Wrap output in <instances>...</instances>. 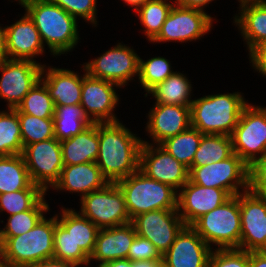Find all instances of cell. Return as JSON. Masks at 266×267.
I'll list each match as a JSON object with an SVG mask.
<instances>
[{
	"label": "cell",
	"instance_id": "1",
	"mask_svg": "<svg viewBox=\"0 0 266 267\" xmlns=\"http://www.w3.org/2000/svg\"><path fill=\"white\" fill-rule=\"evenodd\" d=\"M143 144L120 121L99 123V152L96 164L109 183H116L139 169Z\"/></svg>",
	"mask_w": 266,
	"mask_h": 267
},
{
	"label": "cell",
	"instance_id": "2",
	"mask_svg": "<svg viewBox=\"0 0 266 267\" xmlns=\"http://www.w3.org/2000/svg\"><path fill=\"white\" fill-rule=\"evenodd\" d=\"M17 1V0H16ZM40 33L50 52L61 55L71 51L79 40L77 19L49 0H18Z\"/></svg>",
	"mask_w": 266,
	"mask_h": 267
},
{
	"label": "cell",
	"instance_id": "3",
	"mask_svg": "<svg viewBox=\"0 0 266 267\" xmlns=\"http://www.w3.org/2000/svg\"><path fill=\"white\" fill-rule=\"evenodd\" d=\"M55 216L43 217L28 232L16 237H0L1 264L6 267H32L54 255Z\"/></svg>",
	"mask_w": 266,
	"mask_h": 267
},
{
	"label": "cell",
	"instance_id": "4",
	"mask_svg": "<svg viewBox=\"0 0 266 267\" xmlns=\"http://www.w3.org/2000/svg\"><path fill=\"white\" fill-rule=\"evenodd\" d=\"M247 104L239 92L195 99L190 105L191 126L202 134L230 136Z\"/></svg>",
	"mask_w": 266,
	"mask_h": 267
},
{
	"label": "cell",
	"instance_id": "5",
	"mask_svg": "<svg viewBox=\"0 0 266 267\" xmlns=\"http://www.w3.org/2000/svg\"><path fill=\"white\" fill-rule=\"evenodd\" d=\"M116 184L124 195L130 219L149 211L177 210L178 191L147 177L139 169Z\"/></svg>",
	"mask_w": 266,
	"mask_h": 267
},
{
	"label": "cell",
	"instance_id": "6",
	"mask_svg": "<svg viewBox=\"0 0 266 267\" xmlns=\"http://www.w3.org/2000/svg\"><path fill=\"white\" fill-rule=\"evenodd\" d=\"M191 227L211 247L239 249L241 238V215L239 194L198 218Z\"/></svg>",
	"mask_w": 266,
	"mask_h": 267
},
{
	"label": "cell",
	"instance_id": "7",
	"mask_svg": "<svg viewBox=\"0 0 266 267\" xmlns=\"http://www.w3.org/2000/svg\"><path fill=\"white\" fill-rule=\"evenodd\" d=\"M188 170L189 180L200 186L222 189L230 196L241 193L240 189L242 193L248 191L249 166L236 153L225 160L191 166Z\"/></svg>",
	"mask_w": 266,
	"mask_h": 267
},
{
	"label": "cell",
	"instance_id": "8",
	"mask_svg": "<svg viewBox=\"0 0 266 267\" xmlns=\"http://www.w3.org/2000/svg\"><path fill=\"white\" fill-rule=\"evenodd\" d=\"M79 213L99 229L111 228L131 222L124 195L116 183H108L99 190L81 197Z\"/></svg>",
	"mask_w": 266,
	"mask_h": 267
},
{
	"label": "cell",
	"instance_id": "9",
	"mask_svg": "<svg viewBox=\"0 0 266 267\" xmlns=\"http://www.w3.org/2000/svg\"><path fill=\"white\" fill-rule=\"evenodd\" d=\"M230 137L233 153L248 166L261 158L266 153V107L247 104Z\"/></svg>",
	"mask_w": 266,
	"mask_h": 267
},
{
	"label": "cell",
	"instance_id": "10",
	"mask_svg": "<svg viewBox=\"0 0 266 267\" xmlns=\"http://www.w3.org/2000/svg\"><path fill=\"white\" fill-rule=\"evenodd\" d=\"M22 155L33 184L47 192L59 180L64 167L60 141L52 138L26 145Z\"/></svg>",
	"mask_w": 266,
	"mask_h": 267
},
{
	"label": "cell",
	"instance_id": "11",
	"mask_svg": "<svg viewBox=\"0 0 266 267\" xmlns=\"http://www.w3.org/2000/svg\"><path fill=\"white\" fill-rule=\"evenodd\" d=\"M43 65L31 60L4 59L0 62V97L8 109H16L40 80Z\"/></svg>",
	"mask_w": 266,
	"mask_h": 267
},
{
	"label": "cell",
	"instance_id": "12",
	"mask_svg": "<svg viewBox=\"0 0 266 267\" xmlns=\"http://www.w3.org/2000/svg\"><path fill=\"white\" fill-rule=\"evenodd\" d=\"M139 56L128 46L117 44L102 56L84 65L86 73L94 78L125 86L133 76H139Z\"/></svg>",
	"mask_w": 266,
	"mask_h": 267
},
{
	"label": "cell",
	"instance_id": "13",
	"mask_svg": "<svg viewBox=\"0 0 266 267\" xmlns=\"http://www.w3.org/2000/svg\"><path fill=\"white\" fill-rule=\"evenodd\" d=\"M213 18L204 10L174 3L161 31L152 42H188L198 40L211 30Z\"/></svg>",
	"mask_w": 266,
	"mask_h": 267
},
{
	"label": "cell",
	"instance_id": "14",
	"mask_svg": "<svg viewBox=\"0 0 266 267\" xmlns=\"http://www.w3.org/2000/svg\"><path fill=\"white\" fill-rule=\"evenodd\" d=\"M138 236L148 239L163 255L185 226L177 210H155L131 219Z\"/></svg>",
	"mask_w": 266,
	"mask_h": 267
},
{
	"label": "cell",
	"instance_id": "15",
	"mask_svg": "<svg viewBox=\"0 0 266 267\" xmlns=\"http://www.w3.org/2000/svg\"><path fill=\"white\" fill-rule=\"evenodd\" d=\"M241 238L239 249L266 251V196L239 193Z\"/></svg>",
	"mask_w": 266,
	"mask_h": 267
},
{
	"label": "cell",
	"instance_id": "16",
	"mask_svg": "<svg viewBox=\"0 0 266 267\" xmlns=\"http://www.w3.org/2000/svg\"><path fill=\"white\" fill-rule=\"evenodd\" d=\"M139 170L147 177L172 186L177 191L189 180V170L159 144L143 140Z\"/></svg>",
	"mask_w": 266,
	"mask_h": 267
},
{
	"label": "cell",
	"instance_id": "17",
	"mask_svg": "<svg viewBox=\"0 0 266 267\" xmlns=\"http://www.w3.org/2000/svg\"><path fill=\"white\" fill-rule=\"evenodd\" d=\"M85 74L82 78V91L80 105L85 114L93 123L118 122L119 119L113 114L118 104L119 95L114 87L119 85L89 76L83 66Z\"/></svg>",
	"mask_w": 266,
	"mask_h": 267
},
{
	"label": "cell",
	"instance_id": "18",
	"mask_svg": "<svg viewBox=\"0 0 266 267\" xmlns=\"http://www.w3.org/2000/svg\"><path fill=\"white\" fill-rule=\"evenodd\" d=\"M177 197V211L185 226H191L202 215L217 208L231 196L222 189L203 187L188 180Z\"/></svg>",
	"mask_w": 266,
	"mask_h": 267
},
{
	"label": "cell",
	"instance_id": "19",
	"mask_svg": "<svg viewBox=\"0 0 266 267\" xmlns=\"http://www.w3.org/2000/svg\"><path fill=\"white\" fill-rule=\"evenodd\" d=\"M211 252L212 247L191 226H184L162 255L163 266L207 267Z\"/></svg>",
	"mask_w": 266,
	"mask_h": 267
},
{
	"label": "cell",
	"instance_id": "20",
	"mask_svg": "<svg viewBox=\"0 0 266 267\" xmlns=\"http://www.w3.org/2000/svg\"><path fill=\"white\" fill-rule=\"evenodd\" d=\"M146 131L154 139V145L182 133L191 126L190 107L156 104L148 114Z\"/></svg>",
	"mask_w": 266,
	"mask_h": 267
},
{
	"label": "cell",
	"instance_id": "21",
	"mask_svg": "<svg viewBox=\"0 0 266 267\" xmlns=\"http://www.w3.org/2000/svg\"><path fill=\"white\" fill-rule=\"evenodd\" d=\"M7 58L31 60L43 55L44 45L33 20L27 13L14 24L6 26Z\"/></svg>",
	"mask_w": 266,
	"mask_h": 267
},
{
	"label": "cell",
	"instance_id": "22",
	"mask_svg": "<svg viewBox=\"0 0 266 267\" xmlns=\"http://www.w3.org/2000/svg\"><path fill=\"white\" fill-rule=\"evenodd\" d=\"M136 235L131 222L111 228L99 229L93 253L89 258L90 261L93 259L100 261L98 267H101L109 261L128 259L129 248Z\"/></svg>",
	"mask_w": 266,
	"mask_h": 267
},
{
	"label": "cell",
	"instance_id": "23",
	"mask_svg": "<svg viewBox=\"0 0 266 267\" xmlns=\"http://www.w3.org/2000/svg\"><path fill=\"white\" fill-rule=\"evenodd\" d=\"M109 182L102 175L96 162L64 165L59 180L52 188L81 193L83 197L92 191L103 188Z\"/></svg>",
	"mask_w": 266,
	"mask_h": 267
},
{
	"label": "cell",
	"instance_id": "24",
	"mask_svg": "<svg viewBox=\"0 0 266 267\" xmlns=\"http://www.w3.org/2000/svg\"><path fill=\"white\" fill-rule=\"evenodd\" d=\"M45 67L43 65L40 80L45 84L54 105L80 104L83 77L71 70L48 67L46 71Z\"/></svg>",
	"mask_w": 266,
	"mask_h": 267
},
{
	"label": "cell",
	"instance_id": "25",
	"mask_svg": "<svg viewBox=\"0 0 266 267\" xmlns=\"http://www.w3.org/2000/svg\"><path fill=\"white\" fill-rule=\"evenodd\" d=\"M240 16H235L241 35L250 51L266 42V0H248L240 2Z\"/></svg>",
	"mask_w": 266,
	"mask_h": 267
},
{
	"label": "cell",
	"instance_id": "26",
	"mask_svg": "<svg viewBox=\"0 0 266 267\" xmlns=\"http://www.w3.org/2000/svg\"><path fill=\"white\" fill-rule=\"evenodd\" d=\"M60 144L63 165L95 162L99 152V123H92L81 133Z\"/></svg>",
	"mask_w": 266,
	"mask_h": 267
},
{
	"label": "cell",
	"instance_id": "27",
	"mask_svg": "<svg viewBox=\"0 0 266 267\" xmlns=\"http://www.w3.org/2000/svg\"><path fill=\"white\" fill-rule=\"evenodd\" d=\"M56 220L68 231L76 246L90 258L93 253L99 228L73 209L62 208L61 218Z\"/></svg>",
	"mask_w": 266,
	"mask_h": 267
},
{
	"label": "cell",
	"instance_id": "28",
	"mask_svg": "<svg viewBox=\"0 0 266 267\" xmlns=\"http://www.w3.org/2000/svg\"><path fill=\"white\" fill-rule=\"evenodd\" d=\"M53 121L54 135L60 142L76 136L93 123L80 104L55 105Z\"/></svg>",
	"mask_w": 266,
	"mask_h": 267
},
{
	"label": "cell",
	"instance_id": "29",
	"mask_svg": "<svg viewBox=\"0 0 266 267\" xmlns=\"http://www.w3.org/2000/svg\"><path fill=\"white\" fill-rule=\"evenodd\" d=\"M185 74L174 72L163 82L158 83L148 93L152 94L156 99V104L166 105H183L190 107L192 101L190 98L191 94V83Z\"/></svg>",
	"mask_w": 266,
	"mask_h": 267
},
{
	"label": "cell",
	"instance_id": "30",
	"mask_svg": "<svg viewBox=\"0 0 266 267\" xmlns=\"http://www.w3.org/2000/svg\"><path fill=\"white\" fill-rule=\"evenodd\" d=\"M32 183L22 154L0 156V194L27 189Z\"/></svg>",
	"mask_w": 266,
	"mask_h": 267
},
{
	"label": "cell",
	"instance_id": "31",
	"mask_svg": "<svg viewBox=\"0 0 266 267\" xmlns=\"http://www.w3.org/2000/svg\"><path fill=\"white\" fill-rule=\"evenodd\" d=\"M202 136L203 134L199 130L190 126L182 133L167 138L159 145L189 169Z\"/></svg>",
	"mask_w": 266,
	"mask_h": 267
},
{
	"label": "cell",
	"instance_id": "32",
	"mask_svg": "<svg viewBox=\"0 0 266 267\" xmlns=\"http://www.w3.org/2000/svg\"><path fill=\"white\" fill-rule=\"evenodd\" d=\"M233 154L230 136L203 134L191 166H204L227 159Z\"/></svg>",
	"mask_w": 266,
	"mask_h": 267
},
{
	"label": "cell",
	"instance_id": "33",
	"mask_svg": "<svg viewBox=\"0 0 266 267\" xmlns=\"http://www.w3.org/2000/svg\"><path fill=\"white\" fill-rule=\"evenodd\" d=\"M23 149L17 110L0 111V156L20 155Z\"/></svg>",
	"mask_w": 266,
	"mask_h": 267
},
{
	"label": "cell",
	"instance_id": "34",
	"mask_svg": "<svg viewBox=\"0 0 266 267\" xmlns=\"http://www.w3.org/2000/svg\"><path fill=\"white\" fill-rule=\"evenodd\" d=\"M16 110L18 113H25L38 118H53L55 105L45 84L39 80L25 95Z\"/></svg>",
	"mask_w": 266,
	"mask_h": 267
},
{
	"label": "cell",
	"instance_id": "35",
	"mask_svg": "<svg viewBox=\"0 0 266 267\" xmlns=\"http://www.w3.org/2000/svg\"><path fill=\"white\" fill-rule=\"evenodd\" d=\"M168 0H151L139 7L136 12L139 15L141 24L145 27V35L152 42L161 31L170 10L174 4Z\"/></svg>",
	"mask_w": 266,
	"mask_h": 267
},
{
	"label": "cell",
	"instance_id": "36",
	"mask_svg": "<svg viewBox=\"0 0 266 267\" xmlns=\"http://www.w3.org/2000/svg\"><path fill=\"white\" fill-rule=\"evenodd\" d=\"M45 194L40 186L33 183L27 189L0 194V211H7L12 216L30 210Z\"/></svg>",
	"mask_w": 266,
	"mask_h": 267
},
{
	"label": "cell",
	"instance_id": "37",
	"mask_svg": "<svg viewBox=\"0 0 266 267\" xmlns=\"http://www.w3.org/2000/svg\"><path fill=\"white\" fill-rule=\"evenodd\" d=\"M49 209L43 197L32 209L9 216L6 226L0 230V237H16L30 231Z\"/></svg>",
	"mask_w": 266,
	"mask_h": 267
},
{
	"label": "cell",
	"instance_id": "38",
	"mask_svg": "<svg viewBox=\"0 0 266 267\" xmlns=\"http://www.w3.org/2000/svg\"><path fill=\"white\" fill-rule=\"evenodd\" d=\"M18 119L23 147L55 138L53 118H38L33 115L18 113Z\"/></svg>",
	"mask_w": 266,
	"mask_h": 267
},
{
	"label": "cell",
	"instance_id": "39",
	"mask_svg": "<svg viewBox=\"0 0 266 267\" xmlns=\"http://www.w3.org/2000/svg\"><path fill=\"white\" fill-rule=\"evenodd\" d=\"M54 259L72 262L78 265H88L89 257L76 246L68 231L56 220L54 231Z\"/></svg>",
	"mask_w": 266,
	"mask_h": 267
},
{
	"label": "cell",
	"instance_id": "40",
	"mask_svg": "<svg viewBox=\"0 0 266 267\" xmlns=\"http://www.w3.org/2000/svg\"><path fill=\"white\" fill-rule=\"evenodd\" d=\"M171 67L169 61L164 57H153L147 61L139 58L138 79L147 93L174 73Z\"/></svg>",
	"mask_w": 266,
	"mask_h": 267
},
{
	"label": "cell",
	"instance_id": "41",
	"mask_svg": "<svg viewBox=\"0 0 266 267\" xmlns=\"http://www.w3.org/2000/svg\"><path fill=\"white\" fill-rule=\"evenodd\" d=\"M207 267H250L249 252L240 249L212 250Z\"/></svg>",
	"mask_w": 266,
	"mask_h": 267
},
{
	"label": "cell",
	"instance_id": "42",
	"mask_svg": "<svg viewBox=\"0 0 266 267\" xmlns=\"http://www.w3.org/2000/svg\"><path fill=\"white\" fill-rule=\"evenodd\" d=\"M63 8L67 13L77 19V16L87 22H91L95 27L96 20V1L97 0H49Z\"/></svg>",
	"mask_w": 266,
	"mask_h": 267
},
{
	"label": "cell",
	"instance_id": "43",
	"mask_svg": "<svg viewBox=\"0 0 266 267\" xmlns=\"http://www.w3.org/2000/svg\"><path fill=\"white\" fill-rule=\"evenodd\" d=\"M248 190L255 195L266 196V153L249 166Z\"/></svg>",
	"mask_w": 266,
	"mask_h": 267
},
{
	"label": "cell",
	"instance_id": "44",
	"mask_svg": "<svg viewBox=\"0 0 266 267\" xmlns=\"http://www.w3.org/2000/svg\"><path fill=\"white\" fill-rule=\"evenodd\" d=\"M128 259L130 261L163 259L156 247L146 238L136 235L129 248Z\"/></svg>",
	"mask_w": 266,
	"mask_h": 267
},
{
	"label": "cell",
	"instance_id": "45",
	"mask_svg": "<svg viewBox=\"0 0 266 267\" xmlns=\"http://www.w3.org/2000/svg\"><path fill=\"white\" fill-rule=\"evenodd\" d=\"M249 58L255 70L266 76V42L252 48L249 51Z\"/></svg>",
	"mask_w": 266,
	"mask_h": 267
},
{
	"label": "cell",
	"instance_id": "46",
	"mask_svg": "<svg viewBox=\"0 0 266 267\" xmlns=\"http://www.w3.org/2000/svg\"><path fill=\"white\" fill-rule=\"evenodd\" d=\"M249 266L266 267V251H250Z\"/></svg>",
	"mask_w": 266,
	"mask_h": 267
},
{
	"label": "cell",
	"instance_id": "47",
	"mask_svg": "<svg viewBox=\"0 0 266 267\" xmlns=\"http://www.w3.org/2000/svg\"><path fill=\"white\" fill-rule=\"evenodd\" d=\"M78 266L80 265L72 262L51 258L38 262L37 264H34L32 267H78Z\"/></svg>",
	"mask_w": 266,
	"mask_h": 267
},
{
	"label": "cell",
	"instance_id": "48",
	"mask_svg": "<svg viewBox=\"0 0 266 267\" xmlns=\"http://www.w3.org/2000/svg\"><path fill=\"white\" fill-rule=\"evenodd\" d=\"M213 0H175V4L182 6V7H188V8H196L203 10L204 6L209 4Z\"/></svg>",
	"mask_w": 266,
	"mask_h": 267
},
{
	"label": "cell",
	"instance_id": "49",
	"mask_svg": "<svg viewBox=\"0 0 266 267\" xmlns=\"http://www.w3.org/2000/svg\"><path fill=\"white\" fill-rule=\"evenodd\" d=\"M163 259L132 261V267H162Z\"/></svg>",
	"mask_w": 266,
	"mask_h": 267
},
{
	"label": "cell",
	"instance_id": "50",
	"mask_svg": "<svg viewBox=\"0 0 266 267\" xmlns=\"http://www.w3.org/2000/svg\"><path fill=\"white\" fill-rule=\"evenodd\" d=\"M7 59L6 27H0V62Z\"/></svg>",
	"mask_w": 266,
	"mask_h": 267
},
{
	"label": "cell",
	"instance_id": "51",
	"mask_svg": "<svg viewBox=\"0 0 266 267\" xmlns=\"http://www.w3.org/2000/svg\"><path fill=\"white\" fill-rule=\"evenodd\" d=\"M101 267H132V261L129 259H117L109 261Z\"/></svg>",
	"mask_w": 266,
	"mask_h": 267
},
{
	"label": "cell",
	"instance_id": "52",
	"mask_svg": "<svg viewBox=\"0 0 266 267\" xmlns=\"http://www.w3.org/2000/svg\"><path fill=\"white\" fill-rule=\"evenodd\" d=\"M128 5L135 8V11L141 7L142 5H145L147 2H150L151 0H123Z\"/></svg>",
	"mask_w": 266,
	"mask_h": 267
},
{
	"label": "cell",
	"instance_id": "53",
	"mask_svg": "<svg viewBox=\"0 0 266 267\" xmlns=\"http://www.w3.org/2000/svg\"><path fill=\"white\" fill-rule=\"evenodd\" d=\"M0 264H1V242H0Z\"/></svg>",
	"mask_w": 266,
	"mask_h": 267
}]
</instances>
